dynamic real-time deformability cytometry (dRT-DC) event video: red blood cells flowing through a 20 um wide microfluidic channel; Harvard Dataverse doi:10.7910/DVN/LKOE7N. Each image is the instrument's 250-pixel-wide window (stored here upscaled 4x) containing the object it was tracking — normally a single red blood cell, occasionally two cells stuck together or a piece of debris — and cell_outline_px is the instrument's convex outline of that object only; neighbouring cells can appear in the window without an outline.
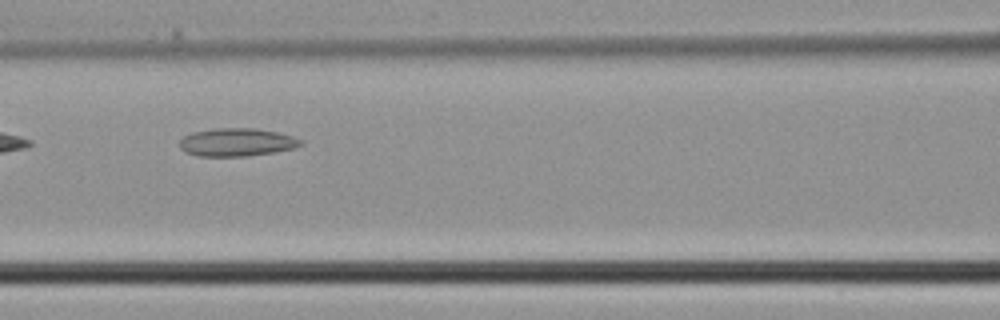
{"species": "common noctule bat (a hibernating species)", "species_latin": "Nyctalus noctula", "temperature_condition": "cold", "stored_images_in_passage": 6, "camera_frame_rate_fps": 3000, "um_per_image_px": 0.085, "animal": {"sex": "male", "body_mass_g": 21.5, "forearm_length_mm": 52.0}, "frame": {"image": 1, "passage_image": 6, "time_ms": 1.667, "image_size_px": [1000, 320], "cell_outline_px": [[304, 144], [296, 148], [248, 156], [196, 156], [184, 152], [180, 148], [180, 140], [184, 136], [192, 132], [216, 128], [256, 128], [276, 132], [292, 136], [304, 140]], "centroid_in_image_um": [20.13, 12.09], "position_along_channel_um": 146.5, "area_um2": 19.94}}